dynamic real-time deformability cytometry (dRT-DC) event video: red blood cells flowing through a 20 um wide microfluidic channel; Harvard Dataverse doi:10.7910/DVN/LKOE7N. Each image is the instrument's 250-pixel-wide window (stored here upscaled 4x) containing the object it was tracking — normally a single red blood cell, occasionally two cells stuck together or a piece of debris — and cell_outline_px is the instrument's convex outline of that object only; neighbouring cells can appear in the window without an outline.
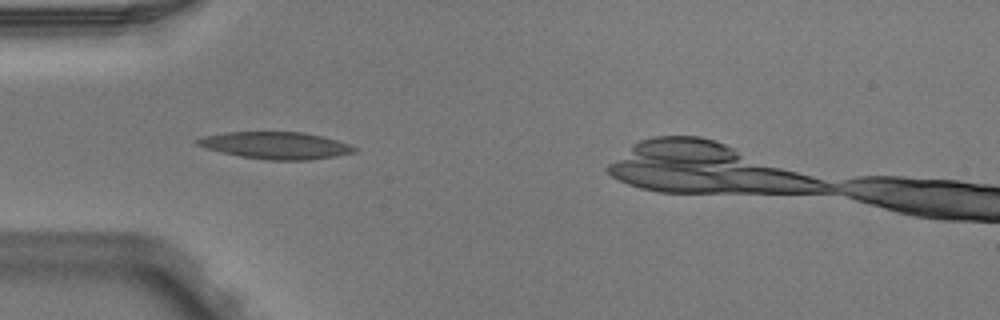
{"species": "Egyptian fruit bat (a non-hibernating species)", "species_latin": "Rousettus aegyptiacus", "temperature_condition": "warm", "stored_images_in_passage": 6, "camera_frame_rate_fps": 3000, "um_per_image_px": 0.085, "animal": {"sex": "male"}, "frame": {"image": 1, "passage_image": 4, "time_ms": 1.0, "image_size_px": [1000, 320], "cell_outline_px": [[356, 152], [336, 156], [308, 160], [268, 160], [240, 156], [208, 148], [196, 144], [196, 140], [204, 136], [228, 132], [304, 132], [336, 140], [348, 144], [356, 148]], "centroid_in_image_um": [23.47, 12.36], "position_along_channel_um": 61.5, "area_um2": 24.33}}
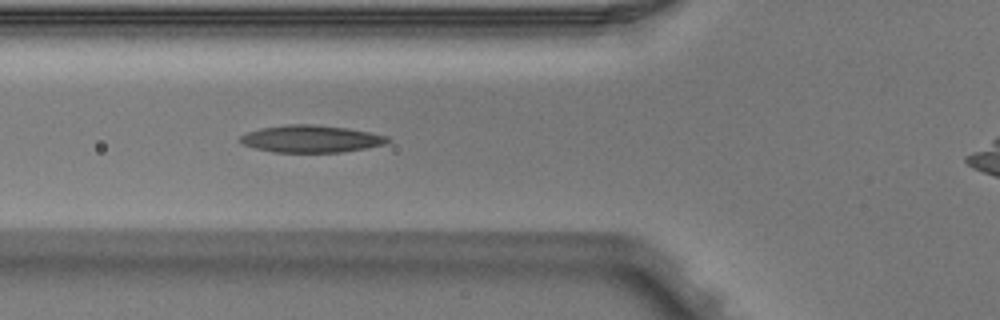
{"frame": {"image": 2, "passage_image": 5, "time_ms": 1.333, "image_size_px": [1000, 320], "cell_outline_px": [[392, 140], [388, 144], [368, 148], [340, 152], [272, 152], [256, 148], [244, 144], [240, 140], [240, 136], [248, 132], [260, 128], [288, 124], [312, 124], [348, 128], [388, 136]], "centroid_in_image_um": [26.5, 11.8], "position_along_channel_um": 99.3, "area_um2": 23.41}}